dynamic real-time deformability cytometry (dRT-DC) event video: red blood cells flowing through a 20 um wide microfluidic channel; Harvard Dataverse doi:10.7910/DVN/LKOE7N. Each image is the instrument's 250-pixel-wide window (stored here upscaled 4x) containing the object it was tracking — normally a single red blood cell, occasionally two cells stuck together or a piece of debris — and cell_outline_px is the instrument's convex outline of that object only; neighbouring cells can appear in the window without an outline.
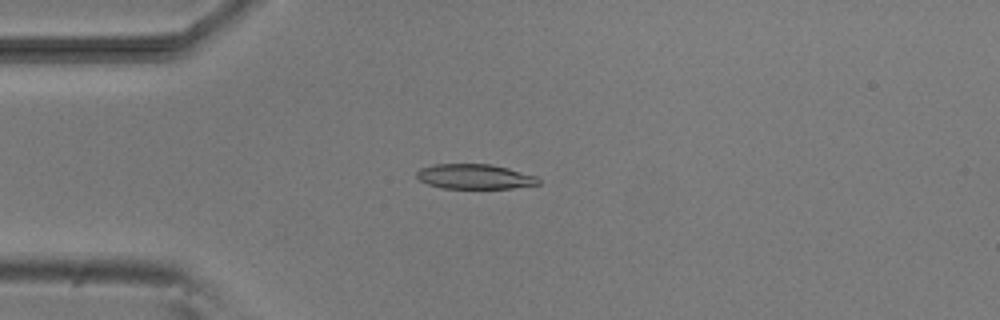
{"species": "common noctule bat (a hibernating species)", "species_latin": "Nyctalus noctula", "temperature_condition": "room temperature", "stored_images_in_passage": 5, "camera_frame_rate_fps": 3000, "um_per_image_px": 0.085, "animal": {"sex": "male", "body_mass_g": 20.5, "forearm_length_mm": 52.5}, "frame": {"image": 1, "passage_image": 2, "time_ms": 1.333, "image_size_px": [1000, 320], "cell_outline_px": [[540, 184], [512, 188], [440, 188], [428, 184], [420, 180], [416, 176], [416, 172], [420, 168], [432, 164], [488, 164], [508, 168], [536, 176], [540, 180]], "centroid_in_image_um": [40.32, 15.01], "position_along_channel_um": 44.7, "area_um2": 17.63}}
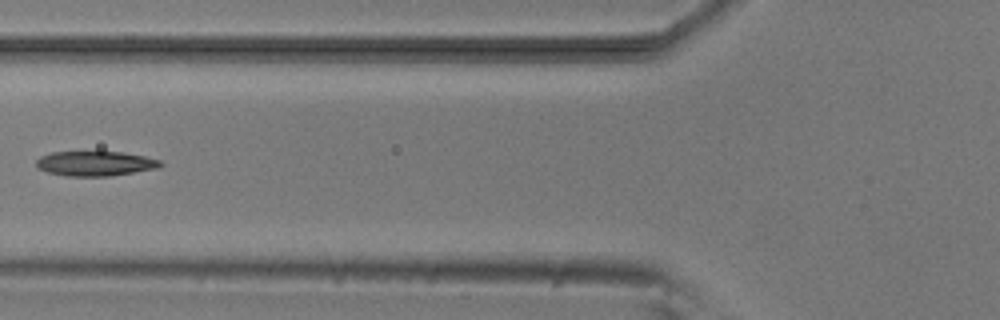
{"frame": {"image": 2, "passage_image": 4, "time_ms": 3.667, "image_size_px": [1000, 320], "cell_outline_px": [[164, 164], [160, 168], [108, 176], [68, 176], [48, 172], [36, 168], [36, 160], [40, 156], [52, 152], [124, 152], [144, 156], [160, 160]], "centroid_in_image_um": [8.11, 13.9], "position_along_channel_um": 117.7, "area_um2": 17.98}}
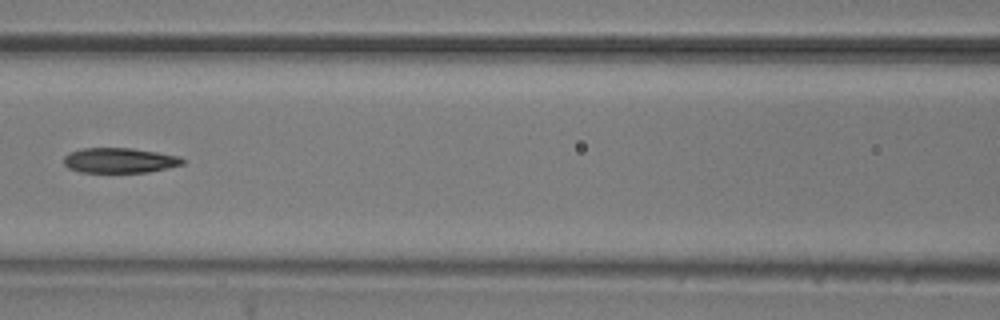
{"frame": {"image": 3, "passage_image": 5, "time_ms": 4.667, "image_size_px": [1000, 320], "cell_outline_px": [[184, 164], [168, 168], [148, 172], [80, 172], [68, 168], [64, 164], [64, 156], [68, 152], [84, 148], [132, 148], [180, 156], [184, 160]], "centroid_in_image_um": [10.15, 13.63], "position_along_channel_um": 156.4, "area_um2": 17.4}}